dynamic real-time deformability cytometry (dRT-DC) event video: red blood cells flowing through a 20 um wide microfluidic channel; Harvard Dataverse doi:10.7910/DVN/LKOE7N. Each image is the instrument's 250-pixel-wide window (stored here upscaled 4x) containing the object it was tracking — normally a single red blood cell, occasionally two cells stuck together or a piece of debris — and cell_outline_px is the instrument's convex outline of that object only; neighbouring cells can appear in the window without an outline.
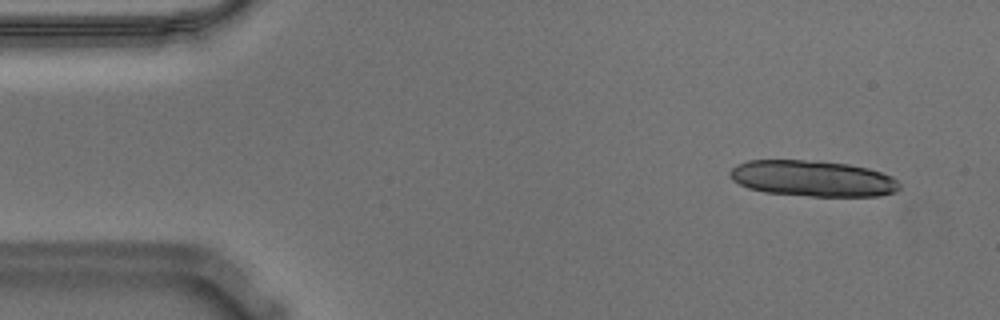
{"species": "Egyptian fruit bat (a non-hibernating species)", "species_latin": "Rousettus aegyptiacus", "temperature_condition": "warm", "stored_images_in_passage": 30, "camera_frame_rate_fps": 3000, "um_per_image_px": 0.085, "animal": {"sex": "male"}, "frame": {"image": 1, "passage_image": 4, "time_ms": 1.0, "image_size_px": [1000, 320], "cell_outline_px": [[900, 188], [896, 192], [880, 196], [812, 196], [764, 192], [748, 188], [732, 180], [728, 172], [736, 164], [748, 160], [820, 160], [848, 164], [868, 168], [892, 176], [900, 184]], "centroid_in_image_um": [69.07, 15.16], "position_along_channel_um": 15.9, "area_um2": 35.84}}
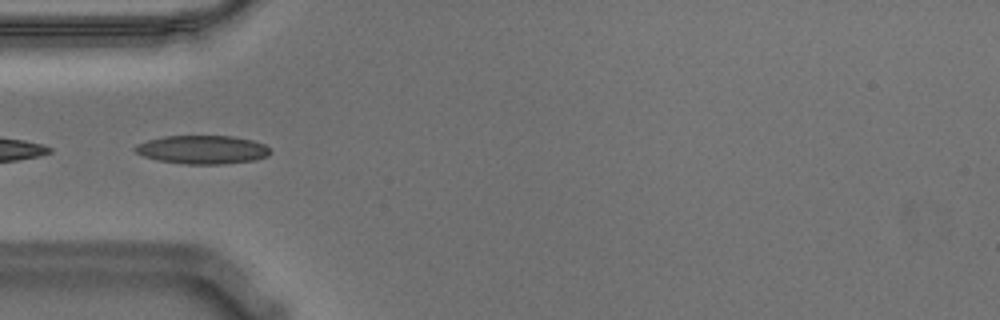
{"frame": {"image": 2, "passage_image": 17, "time_ms": 5.333, "image_size_px": [1000, 320], "cell_outline_px": [[272, 152], [268, 156], [256, 160], [224, 164], [188, 164], [156, 160], [144, 156], [136, 152], [132, 148], [136, 144], [148, 140], [164, 136], [232, 136], [252, 140], [264, 144]], "centroid_in_image_um": [17.21, 12.72], "position_along_channel_um": 67.8, "area_um2": 22.54}}
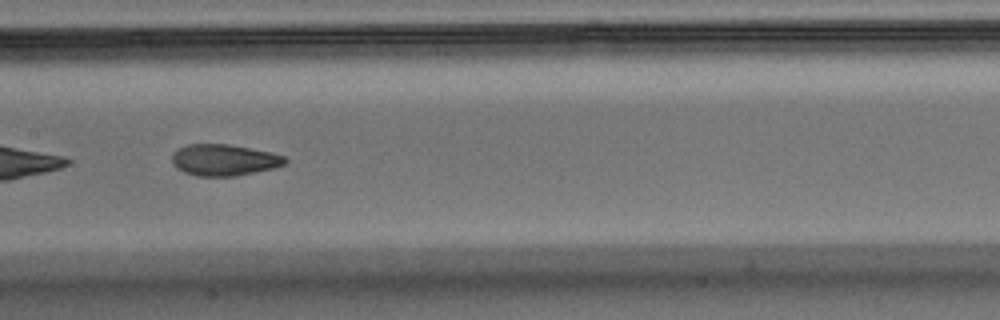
{"frame": {"image": 3, "passage_image": 27, "time_ms": 8.667, "image_size_px": [1000, 320], "cell_outline_px": [[288, 160], [284, 164], [272, 168], [236, 176], [196, 176], [184, 172], [176, 168], [172, 164], [172, 156], [180, 148], [188, 144], [228, 144], [272, 152], [284, 156]], "centroid_in_image_um": [19.04, 13.6], "position_along_channel_um": 188.4, "area_um2": 20.58}}